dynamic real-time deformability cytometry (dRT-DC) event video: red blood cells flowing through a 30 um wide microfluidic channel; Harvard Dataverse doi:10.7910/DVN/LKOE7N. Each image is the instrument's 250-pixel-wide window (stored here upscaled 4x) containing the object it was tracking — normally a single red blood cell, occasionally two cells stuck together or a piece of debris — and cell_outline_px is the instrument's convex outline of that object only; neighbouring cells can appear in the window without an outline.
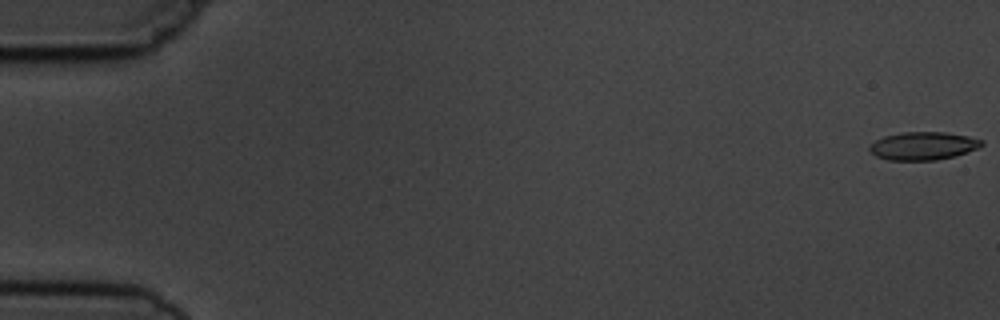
{"species": "common noctule bat (a hibernating species)", "species_latin": "Nyctalus noctula", "temperature_condition": "cold", "stored_images_in_passage": 4, "camera_frame_rate_fps": 3000, "um_per_image_px": 0.085, "animal": {"sex": "male", "body_mass_g": 19.5, "forearm_length_mm": 54.6}, "frame": {"image": 1, "passage_image": 1, "time_ms": 0.0, "image_size_px": [1000, 320], "cell_outline_px": [[984, 144], [980, 148], [956, 156], [936, 160], [888, 160], [876, 156], [868, 148], [868, 144], [884, 136], [900, 132], [944, 132], [968, 136], [984, 140]], "centroid_in_image_um": [78.49, 12.4], "position_along_channel_um": 6.5, "area_um2": 18.55}}